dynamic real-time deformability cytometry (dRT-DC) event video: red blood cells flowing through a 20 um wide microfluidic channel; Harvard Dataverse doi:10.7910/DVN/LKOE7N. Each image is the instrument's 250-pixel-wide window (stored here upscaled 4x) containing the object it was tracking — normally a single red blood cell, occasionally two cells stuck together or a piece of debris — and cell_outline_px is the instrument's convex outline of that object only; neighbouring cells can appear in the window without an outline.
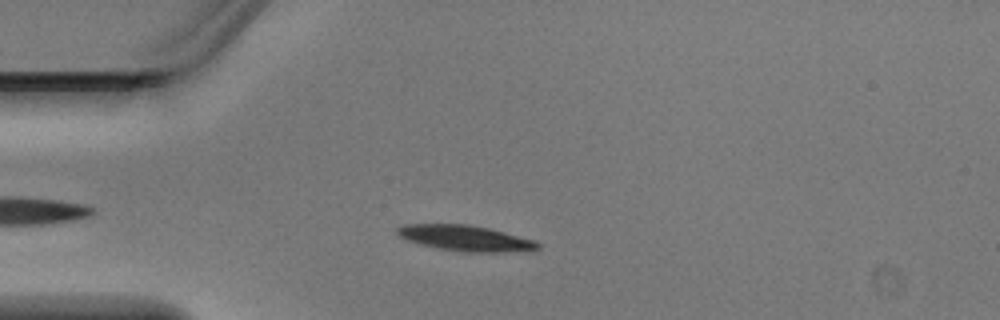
{"species": "Egyptian fruit bat (a non-hibernating species)", "species_latin": "Rousettus aegyptiacus", "temperature_condition": "warm", "stored_images_in_passage": 2, "camera_frame_rate_fps": 3000, "um_per_image_px": 0.085, "animal": {"sex": "male"}, "frame": {"image": 1, "passage_image": 2, "time_ms": 0.333, "image_size_px": [1000, 320], "cell_outline_px": [[540, 248], [496, 252], [460, 252], [436, 248], [420, 244], [408, 240], [400, 236], [396, 232], [396, 228], [404, 224], [468, 224], [488, 228], [536, 240], [540, 244]], "centroid_in_image_um": [39.51, 20.23], "position_along_channel_um": 45.5, "area_um2": 20.87}}